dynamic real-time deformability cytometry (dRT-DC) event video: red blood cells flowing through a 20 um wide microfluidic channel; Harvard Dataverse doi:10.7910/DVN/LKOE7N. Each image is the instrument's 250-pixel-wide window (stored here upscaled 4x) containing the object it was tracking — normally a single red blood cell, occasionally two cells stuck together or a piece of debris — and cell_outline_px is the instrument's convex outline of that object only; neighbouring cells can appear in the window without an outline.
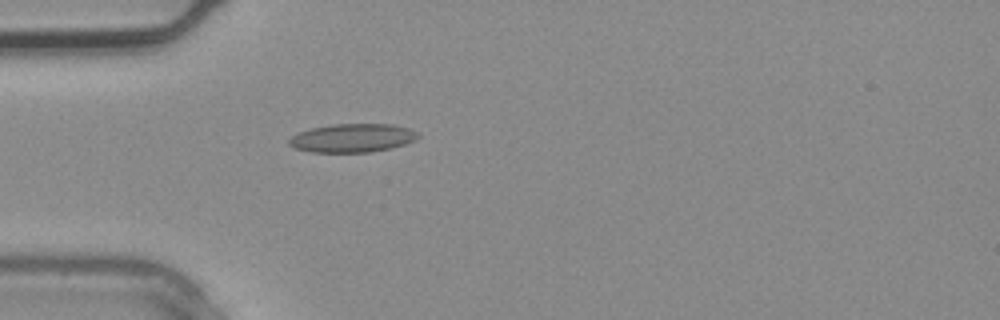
{"species": "common noctule bat (a hibernating species)", "species_latin": "Nyctalus noctula", "temperature_condition": "warm", "stored_images_in_passage": 2, "camera_frame_rate_fps": 3000, "um_per_image_px": 0.085, "animal": {"sex": "male", "body_mass_g": 20.4}, "frame": {"image": 1, "passage_image": 2, "time_ms": 0.333, "image_size_px": [1000, 320], "cell_outline_px": [[420, 136], [416, 140], [392, 148], [372, 152], [312, 152], [296, 148], [288, 144], [288, 140], [292, 136], [300, 132], [312, 128], [332, 124], [392, 124], [408, 128], [416, 132]], "centroid_in_image_um": [29.98, 11.73], "position_along_channel_um": 55.0, "area_um2": 21.39}}